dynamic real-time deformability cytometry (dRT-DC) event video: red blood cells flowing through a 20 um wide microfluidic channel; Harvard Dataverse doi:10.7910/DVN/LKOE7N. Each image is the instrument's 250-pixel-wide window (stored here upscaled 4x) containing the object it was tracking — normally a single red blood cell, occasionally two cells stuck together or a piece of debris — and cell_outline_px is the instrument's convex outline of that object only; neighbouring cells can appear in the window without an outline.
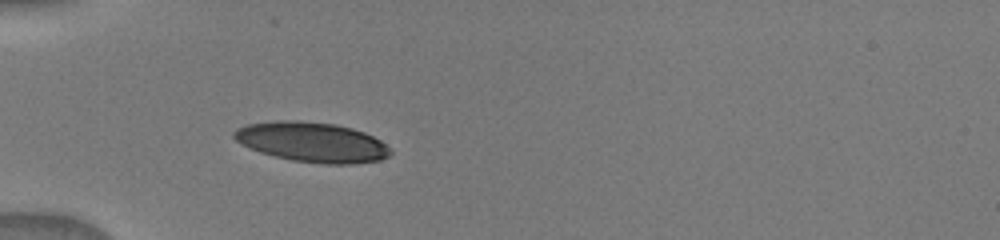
{"species": "human", "species_latin": "Homo sapiens", "temperature_condition": "warm", "stored_images_in_passage": 11, "camera_frame_rate_fps": 3000, "um_per_image_px": 0.085, "donor": {"sex": "male"}, "frame": {"image": 1, "passage_image": 1, "time_ms": 0.0, "image_size_px": [1000, 240], "cell_outline_px": [[392, 152], [388, 156], [380, 160], [348, 164], [324, 164], [292, 160], [260, 152], [236, 140], [232, 136], [232, 132], [236, 128], [248, 124], [276, 120], [300, 120], [336, 124], [352, 128], [364, 132], [380, 140]], "centroid_in_image_um": [26.51, 12.06], "position_along_channel_um": 58.5, "area_um2": 36.18}}
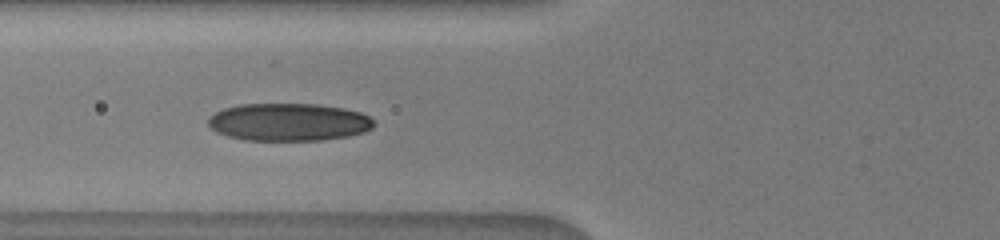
{"frame": {"image": 2, "passage_image": 10, "time_ms": 1.333, "image_size_px": [1000, 240], "cell_outline_px": [[376, 124], [372, 128], [364, 132], [348, 136], [320, 140], [248, 140], [228, 136], [216, 132], [208, 124], [208, 116], [224, 108], [240, 104], [320, 104], [344, 108], [360, 112], [368, 116]], "centroid_in_image_um": [24.54, 10.37], "position_along_channel_um": 101.3, "area_um2": 36.41}}